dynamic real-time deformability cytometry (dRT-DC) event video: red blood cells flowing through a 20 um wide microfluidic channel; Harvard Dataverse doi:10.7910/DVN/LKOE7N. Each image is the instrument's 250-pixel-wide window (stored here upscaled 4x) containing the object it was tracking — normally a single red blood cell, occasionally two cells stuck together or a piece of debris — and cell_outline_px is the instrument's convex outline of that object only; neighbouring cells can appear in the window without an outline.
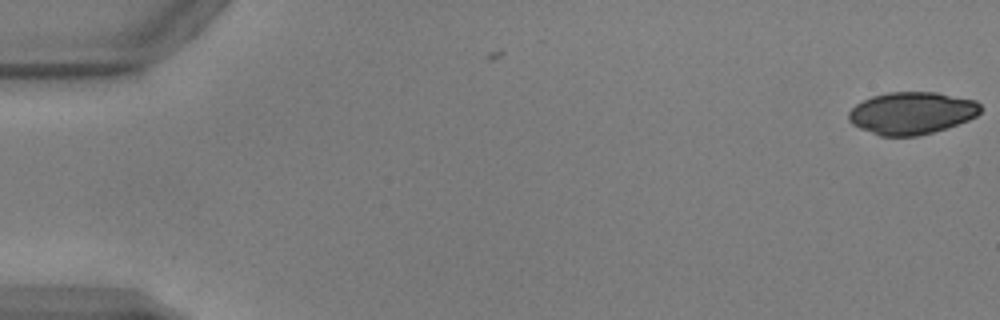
{"species": "common noctule bat (a hibernating species)", "species_latin": "Nyctalus noctula", "temperature_condition": "warm", "stored_images_in_passage": 4, "camera_frame_rate_fps": 3000, "um_per_image_px": 0.085, "animal": {"sex": "male", "body_mass_g": 17.9, "forearm_length_mm": 54.2}, "frame": {"image": 1, "passage_image": 4, "time_ms": 1.0, "image_size_px": [1000, 320], "cell_outline_px": [[980, 112], [976, 116], [968, 120], [932, 132], [916, 136], [880, 136], [860, 128], [852, 124], [848, 120], [848, 112], [856, 104], [872, 96], [888, 92], [936, 92], [976, 100], [980, 104]], "centroid_in_image_um": [77.48, 9.6], "position_along_channel_um": 7.5, "area_um2": 32.37}}